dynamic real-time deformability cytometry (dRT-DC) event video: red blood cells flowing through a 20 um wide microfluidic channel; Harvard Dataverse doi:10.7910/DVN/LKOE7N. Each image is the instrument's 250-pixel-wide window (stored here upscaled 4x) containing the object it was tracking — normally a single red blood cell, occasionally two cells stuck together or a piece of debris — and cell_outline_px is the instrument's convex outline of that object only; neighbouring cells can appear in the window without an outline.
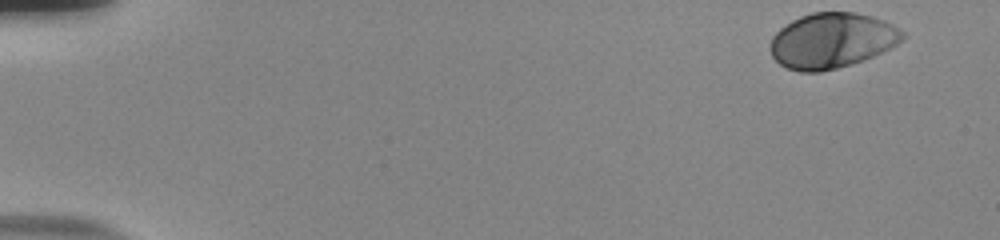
{"species": "human", "species_latin": "Homo sapiens", "temperature_condition": "room temperature", "stored_images_in_passage": 52, "camera_frame_rate_fps": 3000, "um_per_image_px": 0.085, "donor": {"sex": "male"}, "frame": {"image": 1, "passage_image": 1, "time_ms": 0.0, "image_size_px": [1000, 240], "cell_outline_px": [[908, 36], [892, 48], [852, 64], [820, 72], [800, 72], [788, 68], [780, 64], [772, 56], [768, 48], [772, 36], [780, 28], [792, 20], [800, 16], [812, 12], [856, 12], [872, 16], [884, 20], [900, 28]], "centroid_in_image_um": [70.72, 3.44], "position_along_channel_um": 14.3, "area_um2": 43.0}}
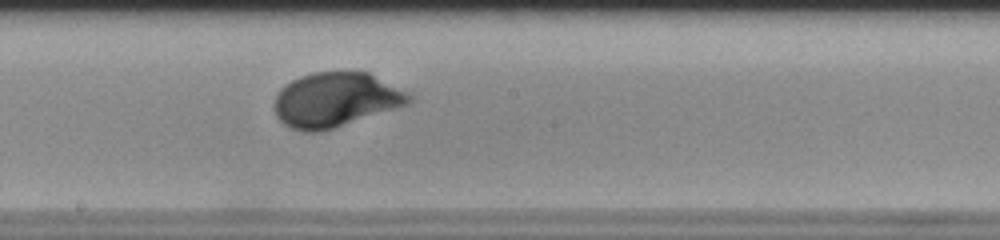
{"frame": {"image": 2, "passage_image": 29, "time_ms": 9.333, "image_size_px": [1000, 240], "cell_outline_px": [[416, 100], [408, 104], [320, 132], [304, 132], [292, 128], [284, 124], [276, 116], [276, 92], [280, 88], [292, 80], [300, 76], [312, 72], [368, 72], [408, 92]], "centroid_in_image_um": [28.53, 8.47], "position_along_channel_um": 219.7, "area_um2": 42.48}}
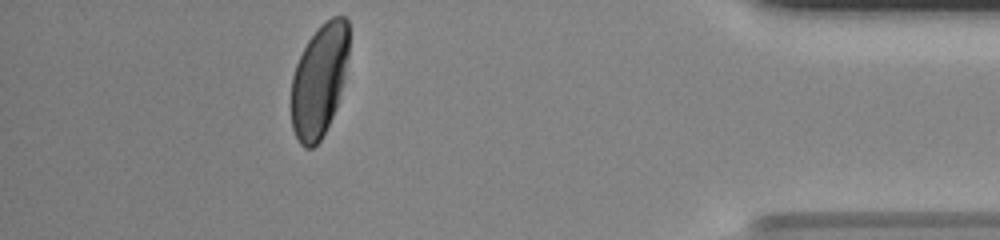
{"frame": {"image": 3, "passage_image": 47, "time_ms": 15.333, "image_size_px": [1000, 240], "cell_outline_px": [[348, 56], [344, 80], [336, 108], [320, 140], [312, 148], [304, 148], [300, 144], [292, 128], [292, 76], [296, 64], [308, 40], [320, 24], [332, 16], [344, 16], [348, 20]], "centroid_in_image_um": [27.14, 6.81], "position_along_channel_um": 408.1, "area_um2": 37.74}, "authors_computed_cell_mechanics": {"area_um2": 41.6738, "velocity_mm_per_s": 3.8035, "shape_relaxation_time_tau1_ms": 2.6018, "shape_relaxation_time_tau2_ms": null, "deformation_change_tau1": 0.1615, "deformation_change_tau2": null}}